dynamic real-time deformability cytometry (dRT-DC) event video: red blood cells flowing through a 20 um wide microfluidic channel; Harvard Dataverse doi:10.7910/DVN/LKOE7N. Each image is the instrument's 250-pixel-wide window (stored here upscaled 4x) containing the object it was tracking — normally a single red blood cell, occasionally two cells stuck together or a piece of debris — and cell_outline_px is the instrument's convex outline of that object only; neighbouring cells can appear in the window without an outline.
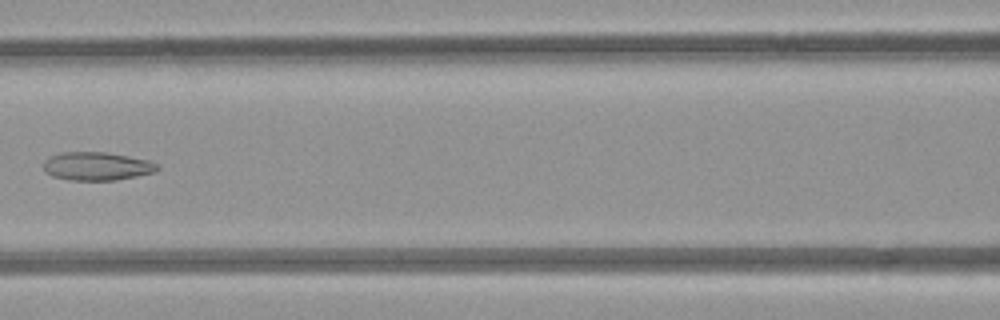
{"species": "common noctule bat (a hibernating species)", "species_latin": "Nyctalus noctula", "temperature_condition": "room temperature", "stored_images_in_passage": 5, "camera_frame_rate_fps": 3000, "um_per_image_px": 0.085, "animal": {"sex": "female", "body_mass_g": 21.9}, "frame": {"image": 1, "passage_image": 4, "time_ms": 3.667, "image_size_px": [1000, 320], "cell_outline_px": [[160, 168], [156, 172], [116, 180], [72, 180], [52, 176], [44, 172], [44, 160], [60, 152], [104, 152], [128, 156], [148, 160], [156, 164]], "centroid_in_image_um": [8.23, 14.13], "position_along_channel_um": 158.4, "area_um2": 18.73}}
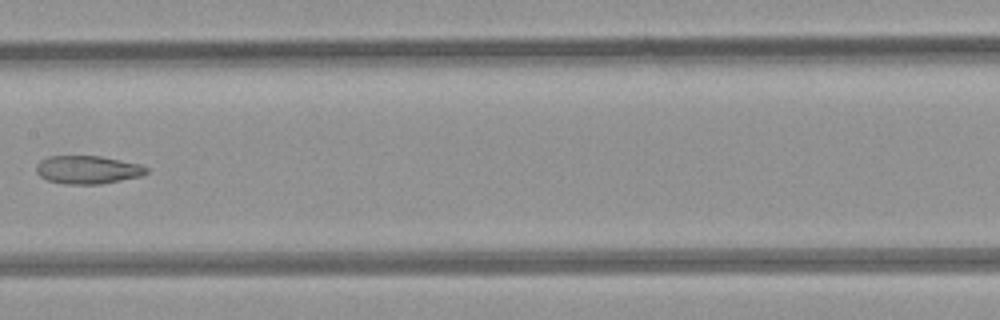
{"frame": {"image": 2, "passage_image": 5, "time_ms": 4.667, "image_size_px": [1000, 320], "cell_outline_px": [[148, 172], [140, 176], [100, 184], [64, 184], [48, 180], [40, 176], [36, 172], [36, 164], [40, 160], [48, 156], [100, 156], [140, 164], [148, 168]], "centroid_in_image_um": [7.42, 14.42], "position_along_channel_um": 200.0, "area_um2": 18.03}}